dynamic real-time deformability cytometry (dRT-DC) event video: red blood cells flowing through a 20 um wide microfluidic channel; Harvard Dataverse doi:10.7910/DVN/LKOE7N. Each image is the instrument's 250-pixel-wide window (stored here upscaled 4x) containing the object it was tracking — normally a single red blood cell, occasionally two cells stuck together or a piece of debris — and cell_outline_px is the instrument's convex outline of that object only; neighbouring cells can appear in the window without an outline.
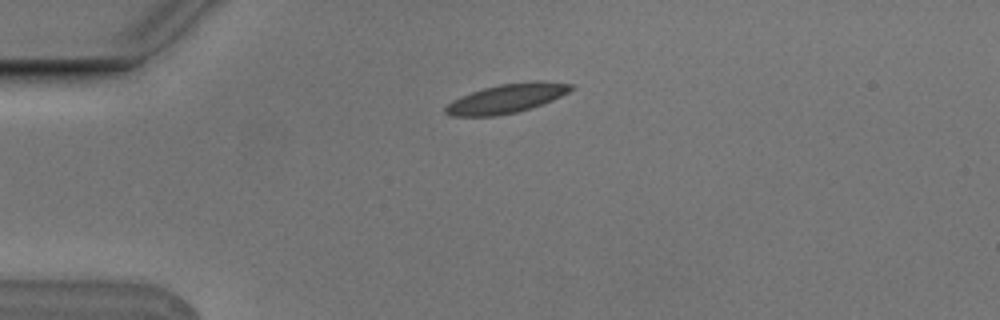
{"species": "Egyptian fruit bat (a non-hibernating species)", "species_latin": "Rousettus aegyptiacus", "temperature_condition": "cold", "stored_images_in_passage": 8, "camera_frame_rate_fps": 3000, "um_per_image_px": 0.085, "animal": {"sex": "male"}, "frame": {"image": 1, "passage_image": 1, "time_ms": 0.0, "image_size_px": [1000, 320], "cell_outline_px": [[576, 88], [552, 100], [532, 108], [516, 112], [496, 116], [448, 116], [444, 112], [444, 108], [452, 100], [460, 96], [484, 88], [500, 84], [532, 80], [544, 80], [572, 84]], "centroid_in_image_um": [43.08, 8.36], "position_along_channel_um": 41.9, "area_um2": 21.5}}
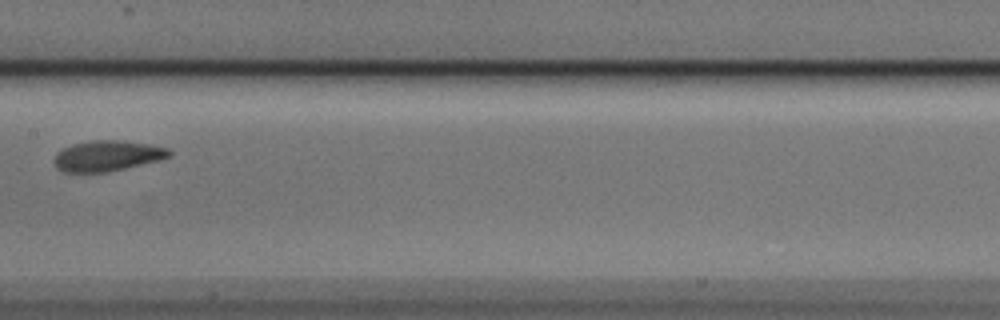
{"frame": {"image": 2, "passage_image": 5, "time_ms": 1.333, "image_size_px": [1000, 320], "cell_outline_px": [[172, 156], [160, 160], [108, 172], [64, 172], [56, 168], [52, 160], [56, 152], [72, 144], [96, 140], [116, 140], [148, 144], [168, 148], [172, 152]], "centroid_in_image_um": [9.1, 13.25], "position_along_channel_um": 198.3, "area_um2": 20.58}}
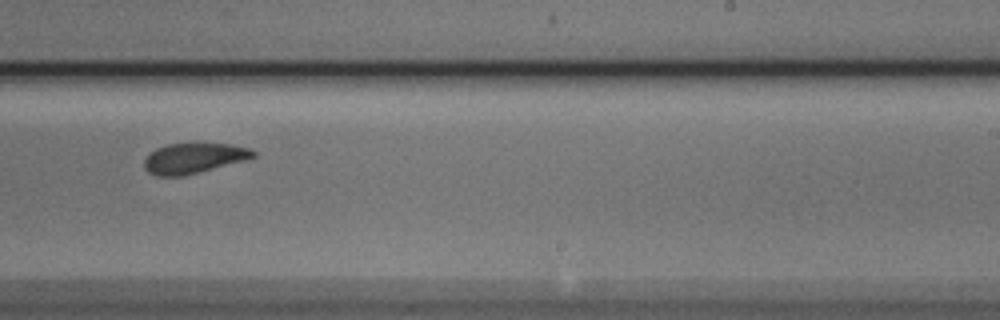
{"frame": {"image": 3, "passage_image": 7, "time_ms": 2.0, "image_size_px": [1000, 320], "cell_outline_px": [[256, 156], [248, 160], [184, 176], [156, 176], [148, 172], [144, 168], [144, 160], [156, 148], [168, 144], [196, 140], [232, 144], [252, 148], [256, 152]], "centroid_in_image_um": [16.54, 13.4], "position_along_channel_um": 272.5, "area_um2": 20.29}}